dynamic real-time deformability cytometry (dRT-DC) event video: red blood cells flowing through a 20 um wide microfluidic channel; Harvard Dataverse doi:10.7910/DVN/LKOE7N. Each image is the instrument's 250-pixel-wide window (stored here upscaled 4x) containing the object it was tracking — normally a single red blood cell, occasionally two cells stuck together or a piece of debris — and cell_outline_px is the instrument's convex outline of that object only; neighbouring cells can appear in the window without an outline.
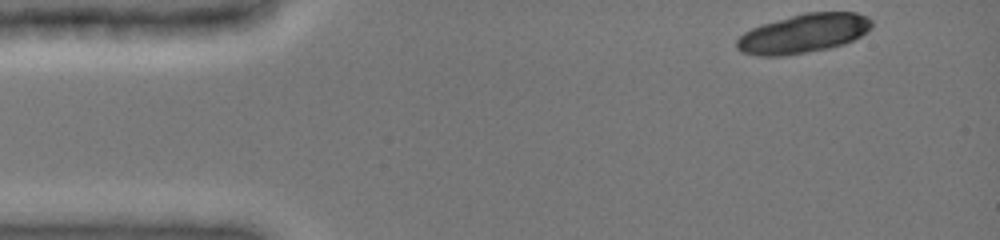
{"species": "common noctule bat (a hibernating species)", "species_latin": "Nyctalus noctula", "temperature_condition": "cold", "stored_images_in_passage": 6, "camera_frame_rate_fps": 3000, "um_per_image_px": 0.085, "animal": {"sex": "female", "body_mass_g": 19.0, "forearm_length_mm": 51.5}, "frame": {"image": 1, "passage_image": 1, "time_ms": 0.0, "image_size_px": [1000, 240], "cell_outline_px": [[872, 28], [868, 32], [844, 44], [828, 48], [780, 56], [760, 56], [744, 52], [736, 48], [736, 40], [744, 32], [760, 24], [808, 12], [856, 12], [868, 16], [872, 20]], "centroid_in_image_um": [68.32, 2.83], "position_along_channel_um": 16.7, "area_um2": 30.58}}